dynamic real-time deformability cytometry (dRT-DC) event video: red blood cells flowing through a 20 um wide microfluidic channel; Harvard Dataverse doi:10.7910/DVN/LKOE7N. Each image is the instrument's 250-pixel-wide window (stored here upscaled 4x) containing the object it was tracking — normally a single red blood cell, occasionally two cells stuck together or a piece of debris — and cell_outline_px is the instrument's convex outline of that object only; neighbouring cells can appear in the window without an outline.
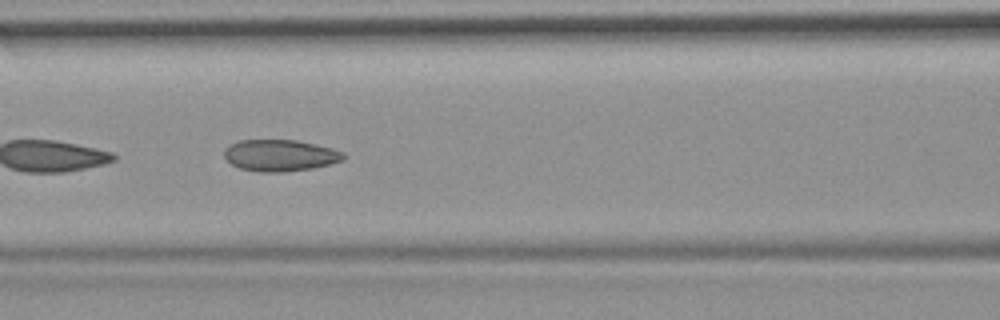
{"species": "common noctule bat (a hibernating species)", "species_latin": "Nyctalus noctula", "temperature_condition": "room temperature", "stored_images_in_passage": 6, "camera_frame_rate_fps": 3000, "um_per_image_px": 0.085, "animal": {"sex": "female", "body_mass_g": 19.9}, "frame": {"image": 1, "passage_image": 5, "time_ms": 4.667, "image_size_px": [1000, 320], "cell_outline_px": [[344, 160], [312, 168], [284, 172], [260, 172], [240, 168], [232, 164], [224, 156], [224, 148], [228, 144], [240, 140], [296, 140], [316, 144], [332, 148], [344, 152]], "centroid_in_image_um": [23.79, 13.2], "position_along_channel_um": 142.8, "area_um2": 21.96}}